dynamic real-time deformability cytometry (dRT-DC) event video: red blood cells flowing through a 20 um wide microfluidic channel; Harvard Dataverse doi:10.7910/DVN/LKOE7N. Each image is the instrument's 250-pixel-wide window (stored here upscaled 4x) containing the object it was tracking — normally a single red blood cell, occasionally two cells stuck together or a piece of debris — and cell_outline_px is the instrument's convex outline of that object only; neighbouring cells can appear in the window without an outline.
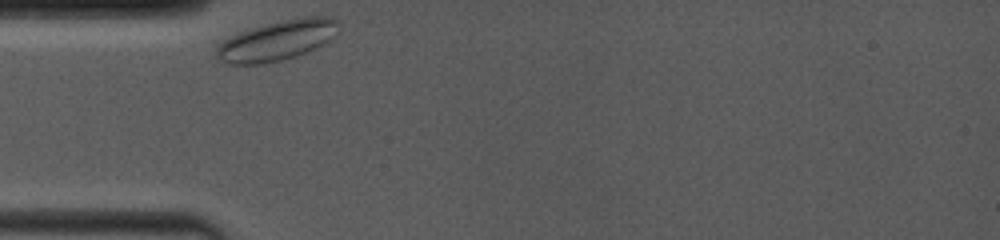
{"species": "common noctule bat (a hibernating species)", "species_latin": "Nyctalus noctula", "temperature_condition": "room temperature", "stored_images_in_passage": 27, "camera_frame_rate_fps": 4000, "um_per_image_px": 0.085, "animal": {"sex": "female", "body_mass_g": 19.0, "forearm_length_mm": 53.3}, "frame": {"image": 1, "passage_image": 1, "time_ms": 0.0, "image_size_px": [1000, 240], "cell_outline_px": [[340, 20], [336, 36], [324, 44], [304, 52], [280, 60], [260, 64], [228, 64], [220, 60], [216, 56], [216, 48], [224, 40], [240, 32], [252, 28], [280, 20], [300, 16], [328, 16]], "centroid_in_image_um": [23.6, 3.41], "position_along_channel_um": 61.4, "area_um2": 28.38}}
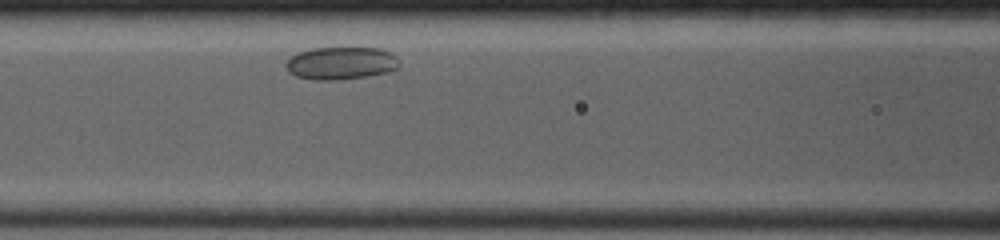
{"frame": {"image": 2, "passage_image": 16, "time_ms": 2.25, "image_size_px": [1000, 240], "cell_outline_px": [[400, 68], [388, 72], [364, 76], [332, 80], [312, 80], [296, 76], [288, 72], [284, 64], [296, 52], [312, 48], [384, 48], [392, 52], [396, 56], [400, 64]], "centroid_in_image_um": [28.99, 5.36], "position_along_channel_um": 137.6, "area_um2": 21.79}}
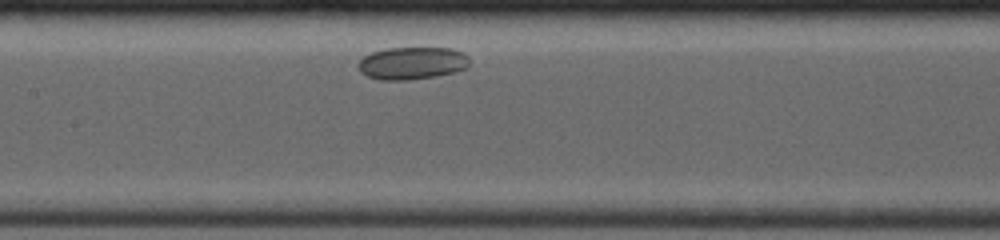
{"frame": {"image": 3, "passage_image": 23, "time_ms": 3.25, "image_size_px": [1000, 240], "cell_outline_px": [[468, 68], [436, 76], [408, 80], [380, 80], [368, 76], [360, 72], [356, 64], [364, 56], [372, 52], [384, 48], [452, 48], [464, 52], [468, 56]], "centroid_in_image_um": [35.01, 5.36], "position_along_channel_um": 172.4, "area_um2": 21.21}}